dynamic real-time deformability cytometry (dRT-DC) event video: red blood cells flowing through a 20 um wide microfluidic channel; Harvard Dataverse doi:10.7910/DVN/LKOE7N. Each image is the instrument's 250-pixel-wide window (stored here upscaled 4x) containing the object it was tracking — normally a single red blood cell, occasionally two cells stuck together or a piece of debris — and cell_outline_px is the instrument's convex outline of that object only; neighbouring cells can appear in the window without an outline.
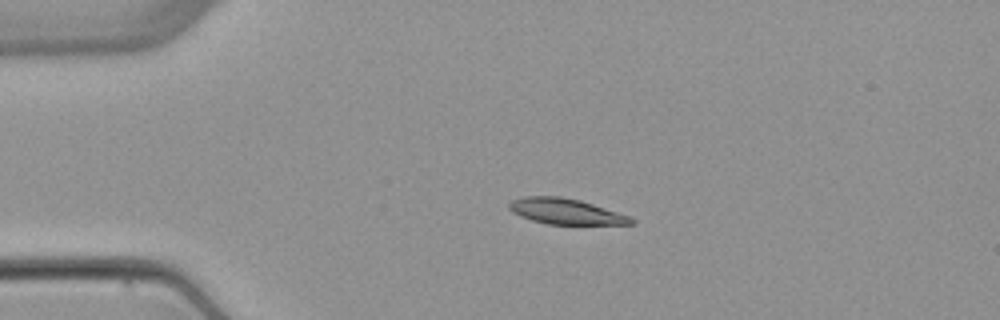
{"species": "common noctule bat (a hibernating species)", "species_latin": "Nyctalus noctula", "temperature_condition": "warm", "stored_images_in_passage": 2, "camera_frame_rate_fps": 3000, "um_per_image_px": 0.085, "animal": {"sex": "female", "body_mass_g": 22.7, "forearm_length_mm": 54.2}, "frame": {"image": 1, "passage_image": 2, "time_ms": 1.333, "image_size_px": [1000, 320], "cell_outline_px": [[636, 224], [548, 224], [532, 220], [520, 216], [512, 212], [508, 208], [508, 204], [512, 200], [524, 196], [560, 196], [580, 200], [628, 216], [636, 220]], "centroid_in_image_um": [48.05, 17.97], "position_along_channel_um": 37.0, "area_um2": 18.09}}